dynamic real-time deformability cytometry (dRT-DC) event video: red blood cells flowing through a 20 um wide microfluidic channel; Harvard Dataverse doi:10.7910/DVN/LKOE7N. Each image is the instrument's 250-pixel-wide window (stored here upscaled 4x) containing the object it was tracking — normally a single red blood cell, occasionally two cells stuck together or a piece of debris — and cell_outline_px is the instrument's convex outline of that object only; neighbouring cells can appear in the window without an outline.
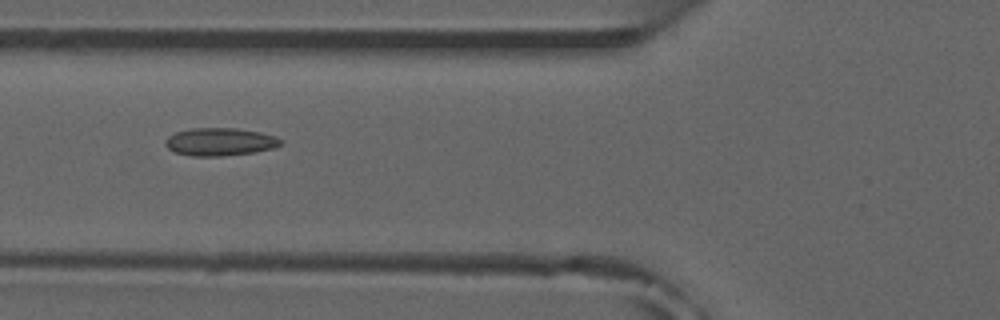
{"species": "common noctule bat (a hibernating species)", "species_latin": "Nyctalus noctula", "temperature_condition": "room temperature", "stored_images_in_passage": 8, "camera_frame_rate_fps": 3000, "um_per_image_px": 0.085, "animal": {"sex": "male", "forearm_length_mm": 52.5}, "frame": {"image": 1, "passage_image": 6, "time_ms": 5.667, "image_size_px": [1000, 320], "cell_outline_px": [[284, 144], [272, 148], [256, 152], [224, 156], [192, 156], [172, 152], [164, 144], [164, 140], [168, 136], [176, 132], [192, 128], [236, 128], [260, 132], [276, 136], [284, 140]], "centroid_in_image_um": [18.71, 12.06], "position_along_channel_um": 107.1, "area_um2": 19.02}}
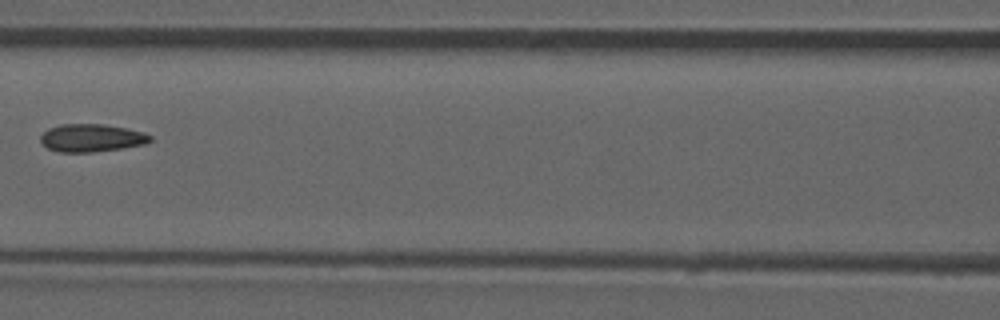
{"frame": {"image": 2, "passage_image": 7, "time_ms": 7.0, "image_size_px": [1000, 320], "cell_outline_px": [[152, 140], [144, 144], [120, 148], [92, 152], [60, 152], [48, 148], [40, 140], [40, 136], [48, 128], [60, 124], [104, 124], [144, 132], [152, 136]], "centroid_in_image_um": [7.77, 11.71], "position_along_channel_um": 158.8, "area_um2": 17.63}}